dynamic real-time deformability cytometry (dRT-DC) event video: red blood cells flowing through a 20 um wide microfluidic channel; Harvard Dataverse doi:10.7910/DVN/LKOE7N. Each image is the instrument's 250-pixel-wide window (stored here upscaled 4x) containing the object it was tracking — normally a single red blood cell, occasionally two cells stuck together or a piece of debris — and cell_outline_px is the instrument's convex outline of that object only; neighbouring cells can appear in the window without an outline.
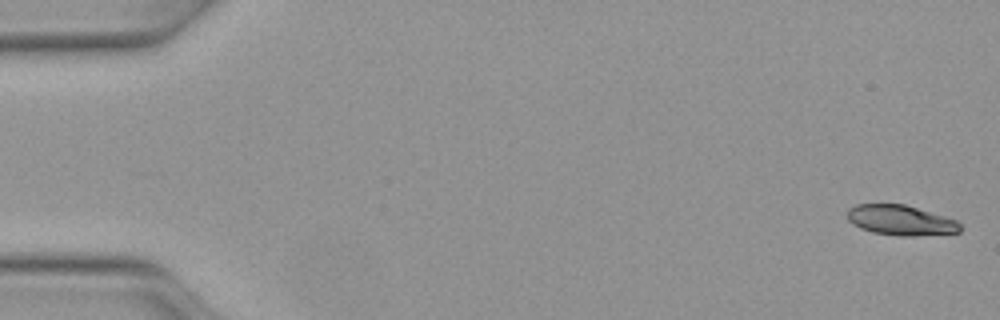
{"species": "Egyptian fruit bat (a non-hibernating species)", "species_latin": "Rousettus aegyptiacus", "temperature_condition": "warm", "stored_images_in_passage": 39, "camera_frame_rate_fps": 3000, "um_per_image_px": 0.085, "animal": {"sex": "female"}, "frame": {"image": 1, "passage_image": 1, "time_ms": 0.0, "image_size_px": [1000, 320], "cell_outline_px": [[960, 232], [912, 236], [900, 236], [872, 232], [860, 228], [852, 224], [848, 220], [848, 208], [856, 204], [904, 204], [944, 216], [956, 220], [960, 224]], "centroid_in_image_um": [76.52, 18.72], "position_along_channel_um": 8.5, "area_um2": 19.71}}
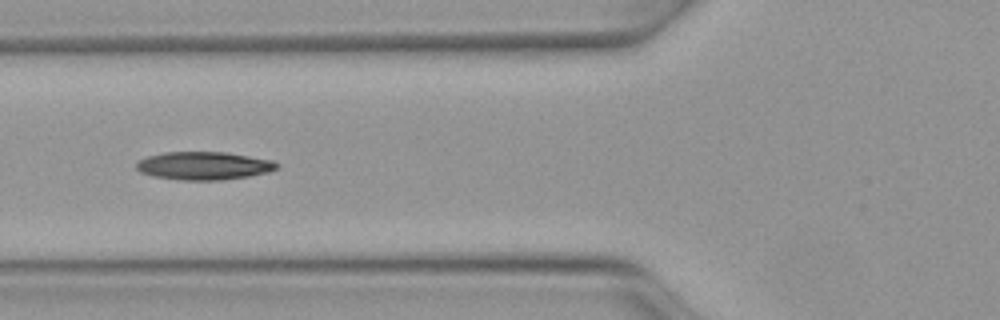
{"frame": {"image": 2, "passage_image": 19, "time_ms": 6.0, "image_size_px": [1000, 320], "cell_outline_px": [[280, 164], [276, 168], [268, 172], [248, 176], [224, 180], [180, 180], [152, 176], [140, 172], [136, 168], [136, 160], [148, 156], [164, 152], [224, 152], [272, 160]], "centroid_in_image_um": [17.28, 14.09], "position_along_channel_um": 108.5, "area_um2": 23.0}}
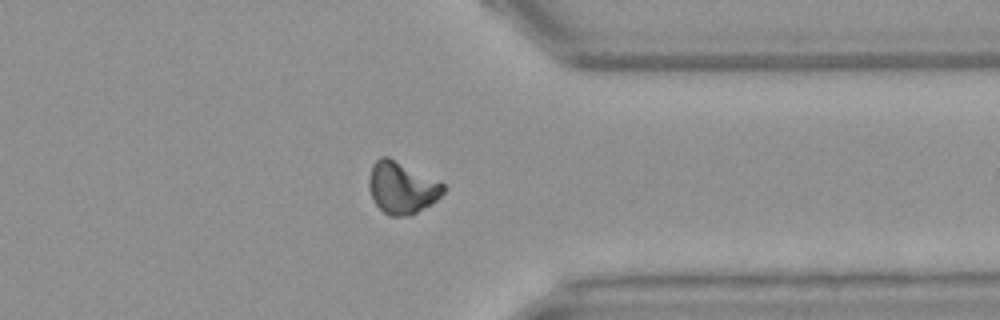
{"frame": {"image": 3, "passage_image": 39, "time_ms": 12.667, "image_size_px": [1000, 320], "cell_outline_px": [[444, 192], [436, 200], [416, 212], [408, 216], [388, 216], [376, 204], [368, 188], [368, 176], [372, 164], [380, 156], [388, 156], [444, 184]], "centroid_in_image_um": [34.1, 15.94], "position_along_channel_um": 377.3, "area_um2": 22.25}, "authors_computed_cell_mechanics": {"area_um2": 22.0796, "velocity_mm_per_s": 4.1232, "shape_relaxation_time_tau1_ms": 5.3701, "shape_relaxation_time_tau2_ms": null, "deformation_change_tau1": 0.1752, "deformation_change_tau2": null}}